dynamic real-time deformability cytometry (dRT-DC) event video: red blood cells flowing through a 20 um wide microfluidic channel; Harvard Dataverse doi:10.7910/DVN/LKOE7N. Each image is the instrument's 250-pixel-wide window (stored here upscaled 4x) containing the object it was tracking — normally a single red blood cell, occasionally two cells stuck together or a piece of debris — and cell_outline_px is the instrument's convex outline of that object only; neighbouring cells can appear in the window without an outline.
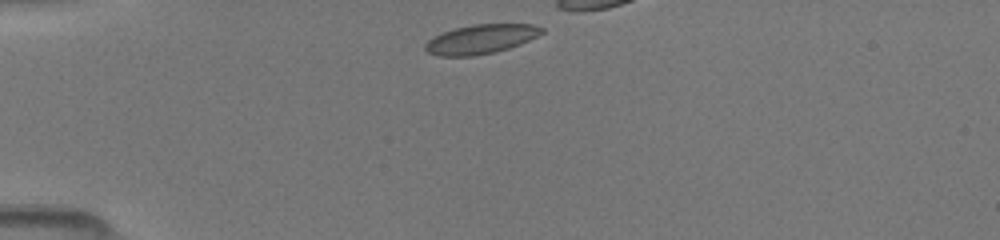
{"species": "common noctule bat (a hibernating species)", "species_latin": "Nyctalus noctula", "temperature_condition": "room temperature", "stored_images_in_passage": 13, "camera_frame_rate_fps": 3000, "um_per_image_px": 0.085, "animal": {"sex": "female", "body_mass_g": 19.5, "forearm_length_mm": 54.1}, "frame": {"image": 1, "passage_image": 1, "time_ms": 0.0, "image_size_px": [1000, 240], "cell_outline_px": [[544, 32], [520, 44], [496, 52], [476, 56], [436, 56], [428, 52], [424, 48], [424, 44], [428, 40], [444, 32], [456, 28], [472, 24], [532, 24], [544, 28]], "centroid_in_image_um": [40.87, 3.33], "position_along_channel_um": 44.1, "area_um2": 19.83}}
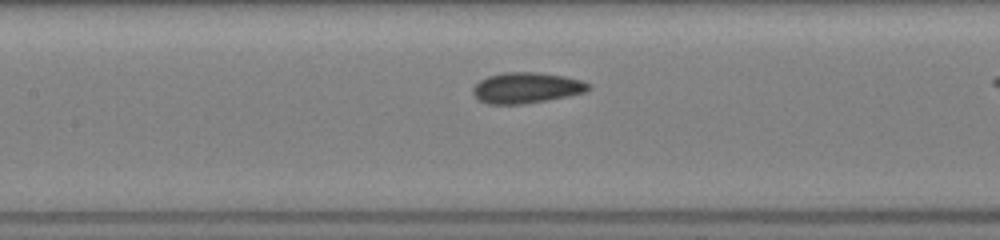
{"frame": {"image": 2, "passage_image": 8, "time_ms": 3.667, "image_size_px": [1000, 240], "cell_outline_px": [[592, 88], [588, 92], [568, 96], [524, 104], [488, 104], [480, 100], [472, 92], [472, 88], [480, 80], [488, 76], [504, 72], [536, 72], [564, 76], [580, 80], [588, 84]], "centroid_in_image_um": [44.76, 7.46], "position_along_channel_um": 162.6, "area_um2": 20.69}}
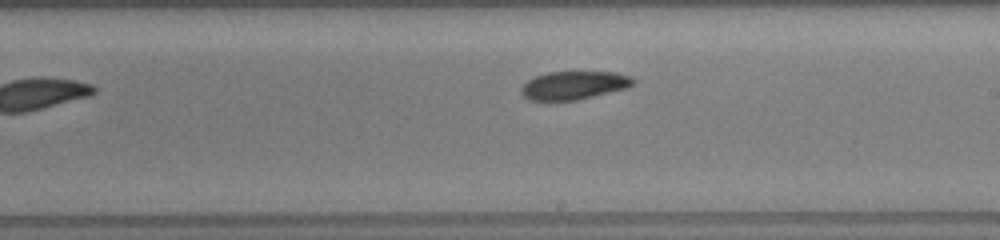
{"frame": {"image": 3, "passage_image": 13, "time_ms": 6.667, "image_size_px": [1000, 240], "cell_outline_px": [[636, 84], [628, 88], [576, 100], [552, 104], [528, 100], [520, 92], [520, 88], [528, 80], [536, 76], [548, 72], [616, 72], [632, 76], [636, 80]], "centroid_in_image_um": [48.76, 7.29], "position_along_channel_um": 240.2, "area_um2": 19.25}}